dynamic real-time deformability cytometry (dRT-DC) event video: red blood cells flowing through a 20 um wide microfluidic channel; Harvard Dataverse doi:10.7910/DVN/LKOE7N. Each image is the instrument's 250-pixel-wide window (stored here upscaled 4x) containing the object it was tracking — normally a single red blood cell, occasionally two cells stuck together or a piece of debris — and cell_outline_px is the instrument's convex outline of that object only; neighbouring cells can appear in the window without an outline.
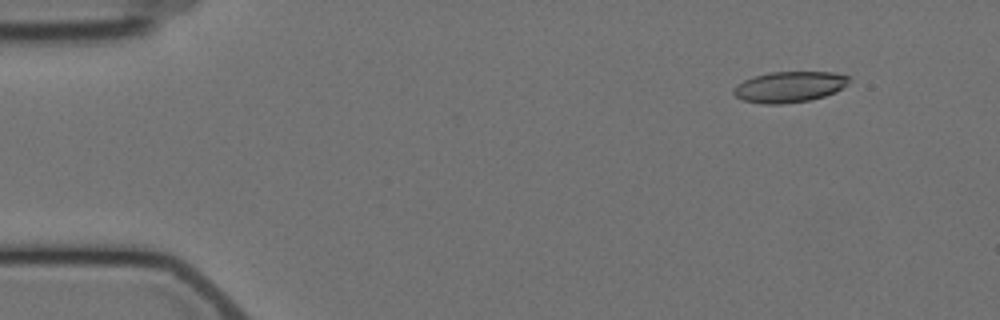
{"species": "Egyptian fruit bat (a non-hibernating species)", "species_latin": "Rousettus aegyptiacus", "temperature_condition": "cold", "stored_images_in_passage": 4, "camera_frame_rate_fps": 3000, "um_per_image_px": 0.085, "animal": {"sex": "female"}, "frame": {"image": 1, "passage_image": 1, "time_ms": 0.0, "image_size_px": [1000, 320], "cell_outline_px": [[852, 76], [848, 84], [836, 92], [824, 96], [808, 100], [780, 104], [760, 104], [744, 100], [736, 96], [732, 92], [732, 88], [736, 84], [752, 76], [768, 72], [832, 72]], "centroid_in_image_um": [67.09, 7.37], "position_along_channel_um": 17.9, "area_um2": 20.98}}
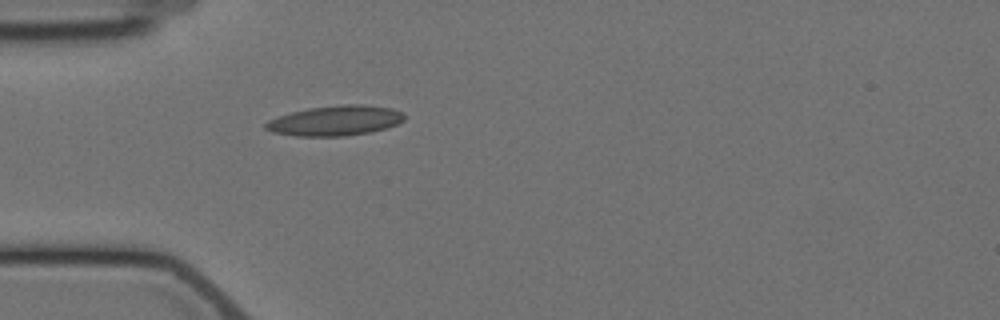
{"frame": {"image": 2, "passage_image": 4, "time_ms": 3.667, "image_size_px": [1000, 320], "cell_outline_px": [[404, 120], [388, 128], [372, 132], [344, 136], [296, 136], [272, 132], [264, 128], [264, 124], [268, 120], [276, 116], [308, 108], [344, 104], [364, 104], [392, 108], [400, 112], [404, 116]], "centroid_in_image_um": [28.48, 10.25], "position_along_channel_um": 56.5, "area_um2": 24.45}}